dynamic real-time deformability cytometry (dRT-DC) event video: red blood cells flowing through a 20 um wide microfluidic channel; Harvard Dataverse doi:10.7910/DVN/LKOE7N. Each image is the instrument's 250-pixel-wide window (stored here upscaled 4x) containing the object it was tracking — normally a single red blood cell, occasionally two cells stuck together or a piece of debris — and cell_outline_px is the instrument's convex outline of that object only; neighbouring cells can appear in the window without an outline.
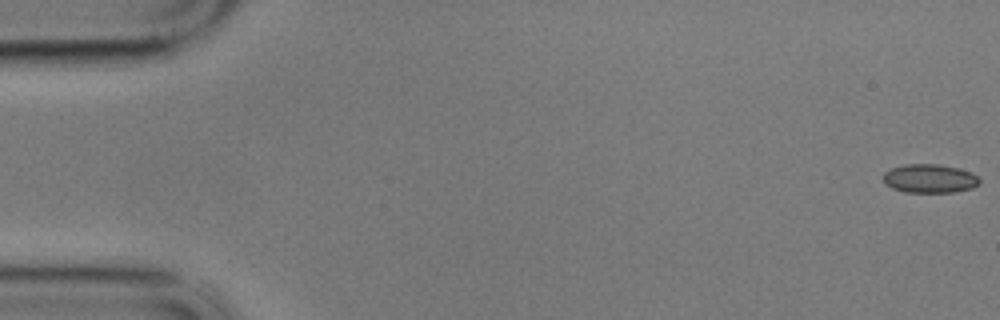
{"species": "common noctule bat (a hibernating species)", "species_latin": "Nyctalus noctula", "temperature_condition": "cold", "stored_images_in_passage": 58, "camera_frame_rate_fps": 3000, "um_per_image_px": 0.085, "animal": {"sex": "male", "body_mass_g": 17.9}, "frame": {"image": 1, "passage_image": 1, "time_ms": 0.0, "image_size_px": [1000, 320], "cell_outline_px": [[980, 184], [972, 188], [956, 192], [904, 192], [892, 188], [884, 184], [884, 172], [892, 168], [904, 164], [940, 164], [960, 168], [972, 172], [980, 180]], "centroid_in_image_um": [79.04, 15.17], "position_along_channel_um": 6.0, "area_um2": 16.3}}
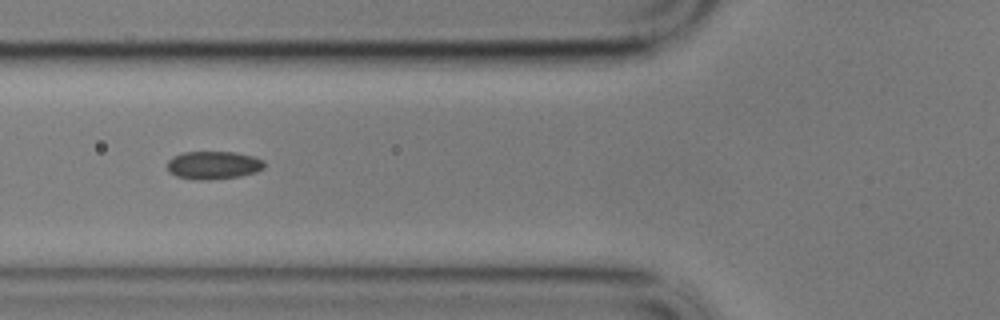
{"frame": {"image": 2, "passage_image": 22, "time_ms": 7.0, "image_size_px": [1000, 320], "cell_outline_px": [[264, 168], [256, 172], [240, 176], [208, 180], [200, 180], [176, 176], [168, 172], [168, 160], [172, 156], [184, 152], [236, 152], [252, 156], [264, 160]], "centroid_in_image_um": [18.13, 14.03], "position_along_channel_um": 107.7, "area_um2": 15.9}}
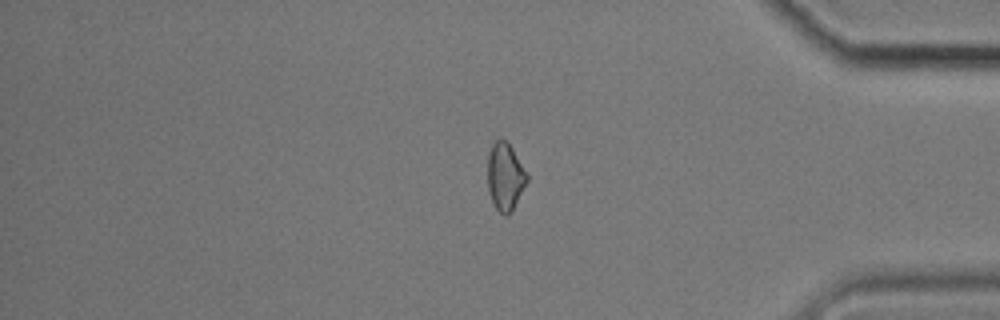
{"frame": {"image": 3, "passage_image": 49, "time_ms": 16.0, "image_size_px": [1000, 320], "cell_outline_px": [[528, 180], [512, 212], [508, 216], [504, 216], [496, 208], [488, 192], [488, 156], [492, 144], [500, 136], [508, 140], [528, 172]], "centroid_in_image_um": [42.96, 14.97], "position_along_channel_um": 392.2, "area_um2": 15.95}, "authors_computed_cell_mechanics": {"area_um2": 15.895, "velocity_mm_per_s": 3.4399, "shape_relaxation_time_tau1_ms": 3.0454, "shape_relaxation_time_tau2_ms": 2.5601, "deformation_change_tau1": 0.0802, "deformation_change_tau2": 0.0805}}